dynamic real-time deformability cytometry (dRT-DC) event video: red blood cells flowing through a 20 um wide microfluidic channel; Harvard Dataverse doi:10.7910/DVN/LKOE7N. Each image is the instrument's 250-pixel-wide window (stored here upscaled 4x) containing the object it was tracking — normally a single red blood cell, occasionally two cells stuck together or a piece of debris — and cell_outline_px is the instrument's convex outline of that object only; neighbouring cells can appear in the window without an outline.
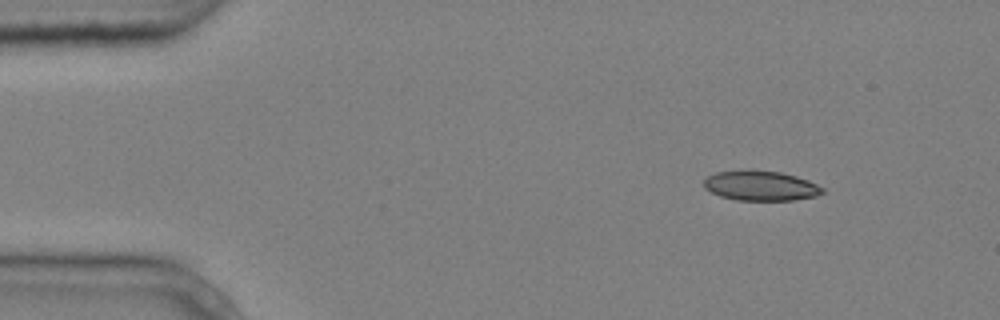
{"species": "common noctule bat (a hibernating species)", "species_latin": "Nyctalus noctula", "temperature_condition": "cold", "stored_images_in_passage": 4, "camera_frame_rate_fps": 3000, "um_per_image_px": 0.085, "animal": {"sex": "male", "body_mass_g": 20.4}, "frame": {"image": 1, "passage_image": 1, "time_ms": 0.0, "image_size_px": [1000, 320], "cell_outline_px": [[824, 192], [816, 196], [796, 200], [736, 200], [720, 196], [704, 188], [704, 180], [708, 176], [716, 172], [748, 168], [752, 168], [780, 172], [796, 176], [808, 180], [824, 188]], "centroid_in_image_um": [64.65, 15.76], "position_along_channel_um": 20.4, "area_um2": 21.04}}
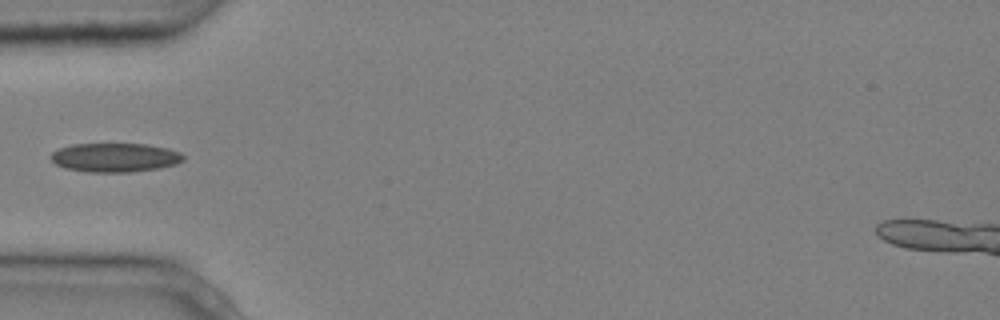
{"frame": {"image": 2, "passage_image": 4, "time_ms": 1.0, "image_size_px": [1000, 320], "cell_outline_px": [[184, 160], [176, 164], [160, 168], [128, 172], [84, 172], [64, 168], [56, 164], [52, 160], [52, 152], [60, 148], [72, 144], [144, 144], [168, 148], [180, 152], [184, 156]], "centroid_in_image_um": [9.78, 13.39], "position_along_channel_um": 75.2, "area_um2": 22.37}}